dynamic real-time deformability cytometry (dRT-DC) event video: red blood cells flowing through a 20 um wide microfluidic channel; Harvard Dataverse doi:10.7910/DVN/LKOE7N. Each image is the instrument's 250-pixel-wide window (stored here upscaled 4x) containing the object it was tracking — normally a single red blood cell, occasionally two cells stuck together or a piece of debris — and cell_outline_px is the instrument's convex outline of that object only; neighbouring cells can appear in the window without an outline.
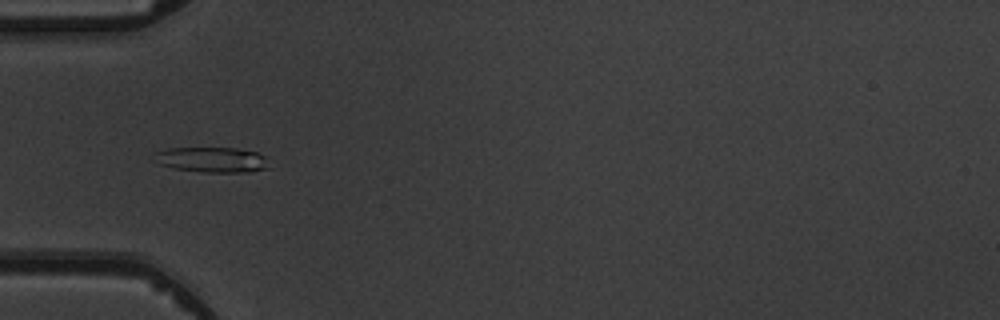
{"species": "common noctule bat (a hibernating species)", "species_latin": "Nyctalus noctula", "temperature_condition": "warm", "stored_images_in_passage": 7, "camera_frame_rate_fps": 3000, "um_per_image_px": 0.085, "animal": {"sex": "male", "body_mass_g": 19.5, "forearm_length_mm": 54.6}, "frame": {"image": 1, "passage_image": 6, "time_ms": 5.667, "image_size_px": [1000, 320], "cell_outline_px": [[272, 168], [248, 172], [204, 172], [172, 168], [160, 164], [156, 152], [168, 148], [236, 148], [256, 152], [268, 156]], "centroid_in_image_um": [18.17, 13.58], "position_along_channel_um": 66.8, "area_um2": 16.99}}